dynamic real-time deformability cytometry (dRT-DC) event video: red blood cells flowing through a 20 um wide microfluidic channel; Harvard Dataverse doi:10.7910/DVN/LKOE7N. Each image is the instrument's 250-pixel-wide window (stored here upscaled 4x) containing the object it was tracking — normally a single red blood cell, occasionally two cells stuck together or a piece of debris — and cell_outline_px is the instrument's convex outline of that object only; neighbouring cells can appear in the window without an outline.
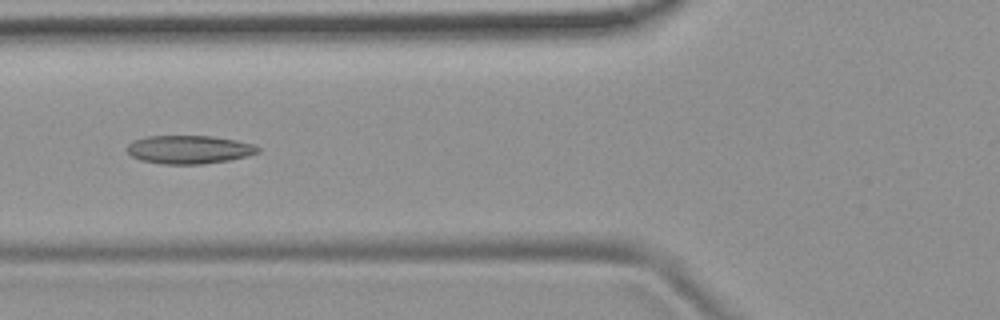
{"species": "common noctule bat (a hibernating species)", "species_latin": "Nyctalus noctula", "temperature_condition": "room temperature", "stored_images_in_passage": 50, "camera_frame_rate_fps": 3000, "um_per_image_px": 0.085, "animal": {"sex": "female", "body_mass_g": 19.9}, "frame": {"image": 1, "passage_image": 17, "time_ms": 5.333, "image_size_px": [1000, 320], "cell_outline_px": [[260, 152], [248, 156], [228, 160], [200, 164], [164, 164], [140, 160], [132, 156], [128, 152], [128, 144], [132, 140], [148, 136], [212, 136], [236, 140], [252, 144], [260, 148]], "centroid_in_image_um": [16.07, 12.71], "position_along_channel_um": 109.7, "area_um2": 21.56}}
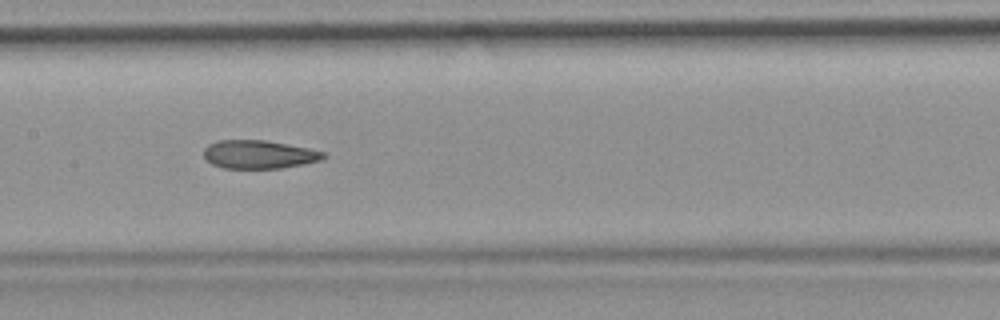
{"frame": {"image": 2, "passage_image": 23, "time_ms": 7.333, "image_size_px": [1000, 320], "cell_outline_px": [[328, 156], [320, 160], [304, 164], [280, 168], [224, 168], [212, 164], [204, 156], [204, 148], [208, 144], [220, 140], [264, 140], [308, 148], [324, 152]], "centroid_in_image_um": [22.01, 13.12], "position_along_channel_um": 185.4, "area_um2": 19.65}}
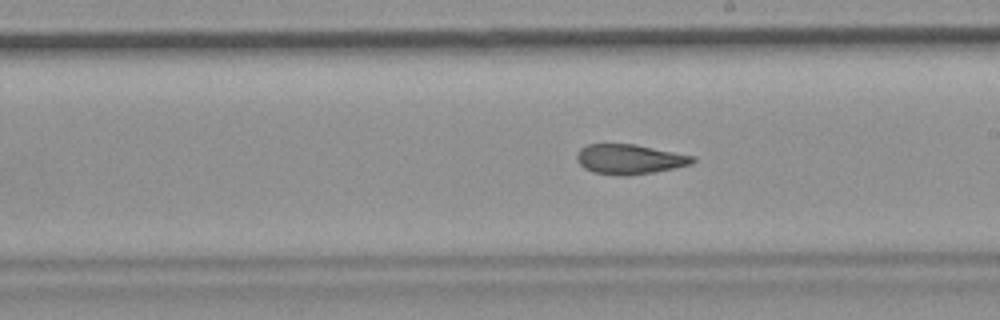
{"frame": {"image": 3, "passage_image": 27, "time_ms": 8.667, "image_size_px": [1000, 320], "cell_outline_px": [[696, 160], [692, 164], [652, 172], [628, 176], [624, 176], [592, 172], [584, 168], [576, 160], [576, 152], [580, 148], [588, 144], [636, 144], [696, 156]], "centroid_in_image_um": [53.5, 13.52], "position_along_channel_um": 235.5, "area_um2": 20.29}, "authors_computed_cell_mechanics": {"area_um2": 21.0392, "velocity_mm_per_s": 3.7751, "shape_relaxation_time_tau1_ms": null, "shape_relaxation_time_tau2_ms": 2.7187, "deformation_change_tau1": null, "deformation_change_tau2": 0.0986}}